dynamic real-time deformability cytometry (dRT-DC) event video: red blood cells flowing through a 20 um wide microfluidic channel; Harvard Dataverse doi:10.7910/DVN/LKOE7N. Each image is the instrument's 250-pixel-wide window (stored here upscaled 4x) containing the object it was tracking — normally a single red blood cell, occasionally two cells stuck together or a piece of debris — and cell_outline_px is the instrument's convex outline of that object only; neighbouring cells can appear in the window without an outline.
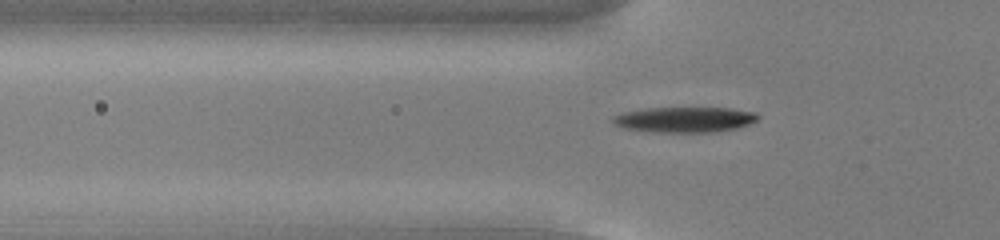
{"species": "common noctule bat (a hibernating species)", "species_latin": "Nyctalus noctula", "temperature_condition": "cold", "stored_images_in_passage": 34, "camera_frame_rate_fps": 3000, "um_per_image_px": 0.085, "animal": {"sex": "male", "body_mass_g": 13.0, "forearm_length_mm": 53.1}, "frame": {"image": 1, "passage_image": 3, "time_ms": 0.667, "image_size_px": [1000, 240], "cell_outline_px": [[760, 116], [756, 120], [748, 124], [736, 128], [716, 132], [652, 132], [624, 128], [616, 124], [612, 120], [612, 116], [624, 112], [648, 108], [732, 108], [756, 112]], "centroid_in_image_um": [58.22, 10.16], "position_along_channel_um": 67.6, "area_um2": 21.44}}
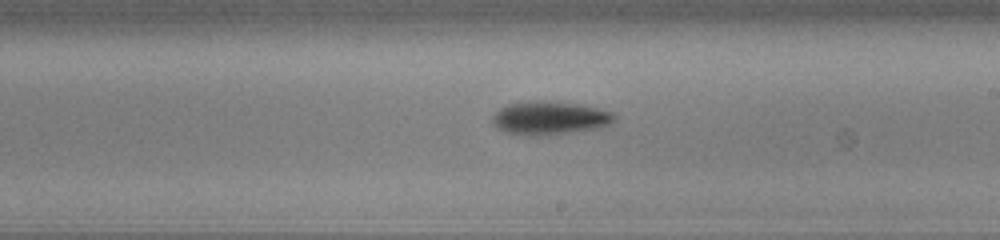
{"frame": {"image": 2, "passage_image": 17, "time_ms": 5.333, "image_size_px": [1000, 240], "cell_outline_px": [[616, 120], [612, 124], [600, 128], [540, 136], [532, 136], [504, 132], [496, 128], [492, 124], [492, 116], [500, 108], [508, 104], [528, 100], [540, 100], [584, 104], [612, 112], [616, 116]], "centroid_in_image_um": [46.73, 10.02], "position_along_channel_um": 242.3, "area_um2": 24.22}}
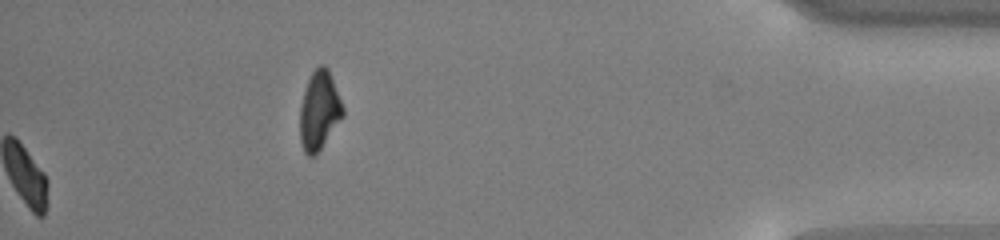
{"frame": {"image": 3, "passage_image": 34, "time_ms": 11.0, "image_size_px": [1000, 240], "cell_outline_px": [[344, 116], [320, 148], [312, 156], [308, 156], [304, 152], [300, 140], [300, 108], [304, 92], [308, 80], [312, 72], [320, 64], [324, 64], [328, 68], [344, 108]], "centroid_in_image_um": [27.14, 9.37], "position_along_channel_um": 408.1, "area_um2": 19.42}, "authors_computed_cell_mechanics": {"area_um2": 21.7039, "velocity_mm_per_s": 3.781, "shape_relaxation_time_tau1_ms": 2.6322, "shape_relaxation_time_tau2_ms": null, "deformation_change_tau1": 0.1367, "deformation_change_tau2": null}}